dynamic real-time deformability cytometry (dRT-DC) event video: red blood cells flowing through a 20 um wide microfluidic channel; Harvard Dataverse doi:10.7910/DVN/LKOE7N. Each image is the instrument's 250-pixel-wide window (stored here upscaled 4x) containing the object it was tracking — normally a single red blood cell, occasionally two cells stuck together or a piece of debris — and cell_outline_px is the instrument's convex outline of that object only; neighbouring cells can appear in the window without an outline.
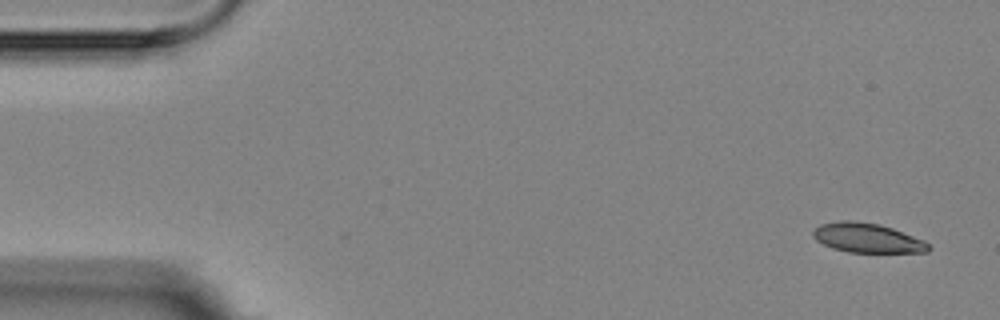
{"species": "Egyptian fruit bat (a non-hibernating species)", "species_latin": "Rousettus aegyptiacus", "temperature_condition": "room temperature", "stored_images_in_passage": 6, "camera_frame_rate_fps": 3000, "um_per_image_px": 0.085, "animal": {"sex": "female"}, "frame": {"image": 1, "passage_image": 1, "time_ms": 0.0, "image_size_px": [1000, 320], "cell_outline_px": [[932, 248], [928, 252], [848, 252], [832, 248], [816, 240], [812, 236], [812, 232], [820, 224], [840, 220], [852, 220], [880, 224], [892, 228], [924, 240]], "centroid_in_image_um": [73.71, 20.22], "position_along_channel_um": 11.3, "area_um2": 19.83}}
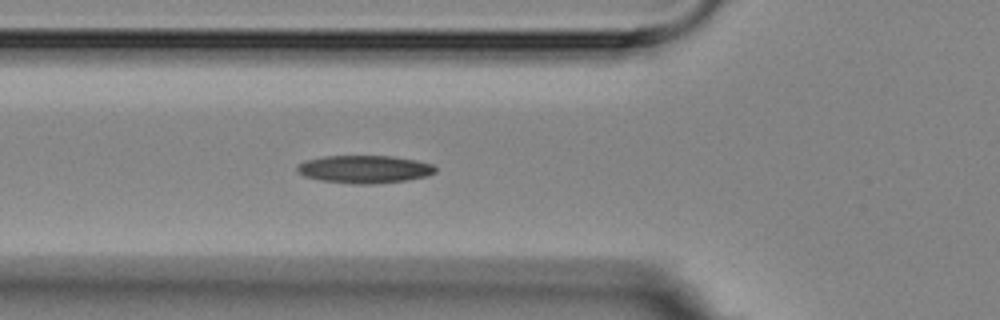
{"frame": {"image": 2, "passage_image": 6, "time_ms": 5.667, "image_size_px": [1000, 320], "cell_outline_px": [[436, 172], [428, 176], [408, 180], [376, 184], [352, 184], [320, 180], [304, 176], [296, 172], [296, 168], [304, 160], [324, 156], [392, 156], [416, 160], [432, 164], [436, 168]], "centroid_in_image_um": [30.98, 14.39], "position_along_channel_um": 94.8, "area_um2": 22.6}}